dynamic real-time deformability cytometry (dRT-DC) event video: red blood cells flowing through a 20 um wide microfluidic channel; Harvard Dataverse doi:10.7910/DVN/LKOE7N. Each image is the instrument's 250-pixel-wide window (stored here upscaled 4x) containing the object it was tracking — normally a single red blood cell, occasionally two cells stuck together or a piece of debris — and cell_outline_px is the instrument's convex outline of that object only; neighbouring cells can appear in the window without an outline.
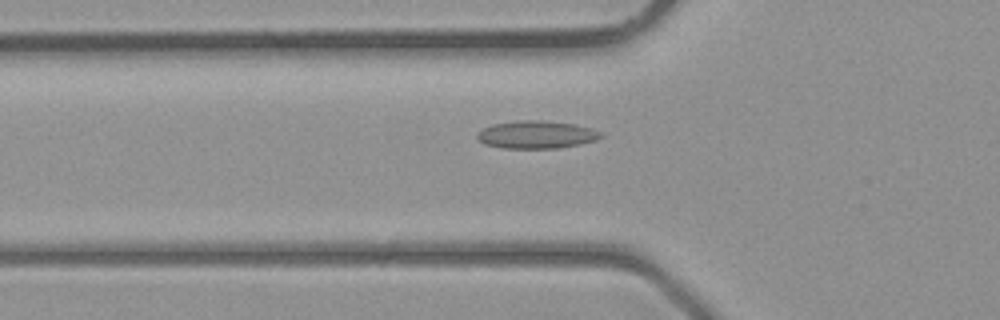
{"species": "common noctule bat (a hibernating species)", "species_latin": "Nyctalus noctula", "temperature_condition": "room temperature", "stored_images_in_passage": 27, "camera_frame_rate_fps": 3000, "um_per_image_px": 0.085, "animal": {"sex": "male", "body_mass_g": 23.1, "forearm_length_mm": 52.7}, "frame": {"image": 1, "passage_image": 3, "time_ms": 0.667, "image_size_px": [1000, 320], "cell_outline_px": [[604, 136], [596, 140], [580, 144], [556, 148], [500, 148], [484, 144], [476, 136], [476, 132], [492, 124], [520, 120], [540, 120], [576, 124], [592, 128], [600, 132]], "centroid_in_image_um": [45.59, 11.44], "position_along_channel_um": 80.2, "area_um2": 20.06}}
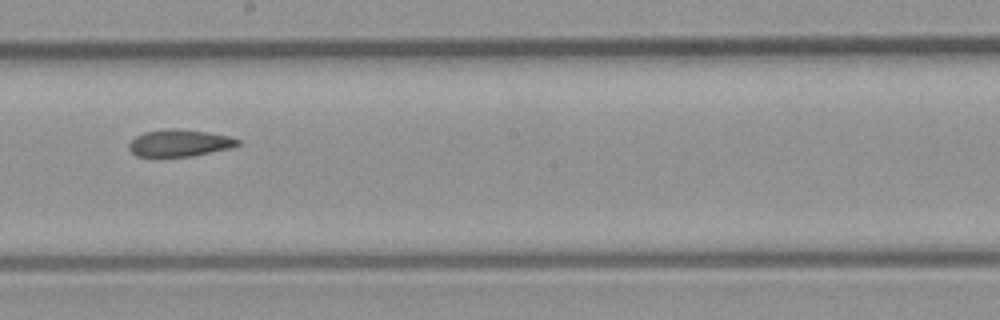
{"frame": {"image": 2, "passage_image": 12, "time_ms": 3.667, "image_size_px": [1000, 320], "cell_outline_px": [[240, 144], [228, 148], [192, 156], [136, 156], [128, 148], [128, 144], [136, 136], [144, 132], [168, 128], [176, 128], [204, 132], [228, 136], [240, 140]], "centroid_in_image_um": [15.21, 12.15], "position_along_channel_um": 233.0, "area_um2": 16.82}}
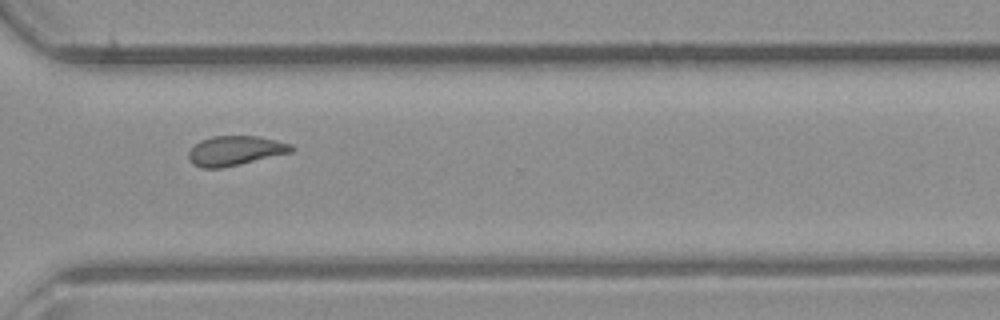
{"frame": {"image": 3, "passage_image": 19, "time_ms": 6.0, "image_size_px": [1000, 320], "cell_outline_px": [[296, 148], [292, 152], [224, 168], [200, 168], [192, 164], [188, 156], [188, 152], [200, 140], [212, 136], [256, 136], [292, 144]], "centroid_in_image_um": [19.99, 12.82], "position_along_channel_um": 350.6, "area_um2": 17.8}}